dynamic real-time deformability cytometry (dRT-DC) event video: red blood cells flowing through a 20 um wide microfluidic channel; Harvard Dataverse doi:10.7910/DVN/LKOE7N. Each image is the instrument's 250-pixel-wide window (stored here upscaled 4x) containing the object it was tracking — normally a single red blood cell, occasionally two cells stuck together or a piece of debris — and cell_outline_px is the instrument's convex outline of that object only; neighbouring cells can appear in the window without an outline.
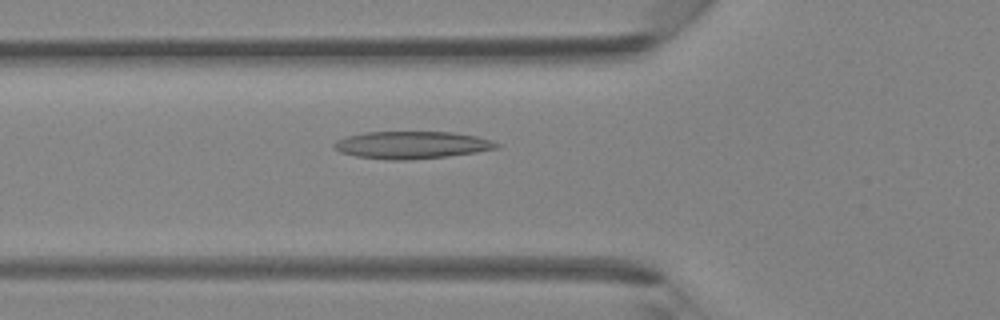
{"species": "Egyptian fruit bat (a non-hibernating species)", "species_latin": "Rousettus aegyptiacus", "temperature_condition": "room temperature", "stored_images_in_passage": 28, "camera_frame_rate_fps": 3000, "um_per_image_px": 0.085, "animal": {"sex": "female"}, "frame": {"image": 1, "passage_image": 5, "time_ms": 1.333, "image_size_px": [1000, 320], "cell_outline_px": [[500, 148], [476, 152], [448, 156], [408, 160], [392, 160], [356, 156], [340, 152], [332, 144], [336, 140], [348, 136], [364, 132], [452, 132], [476, 136], [492, 140], [500, 144]], "centroid_in_image_um": [35.03, 12.32], "position_along_channel_um": 90.8, "area_um2": 25.89}}
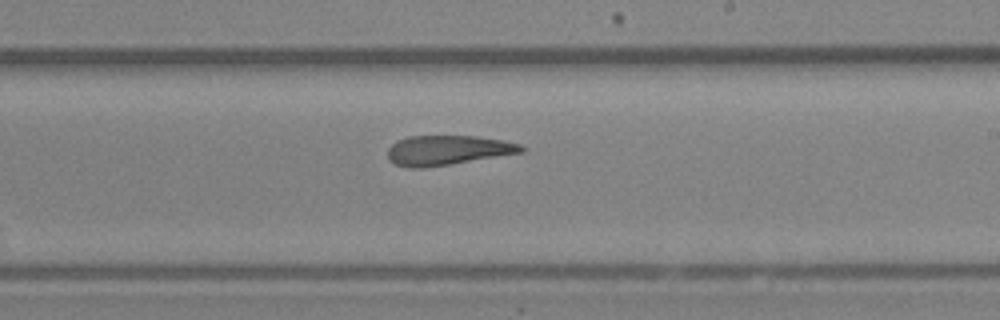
{"frame": {"image": 2, "passage_image": 15, "time_ms": 4.667, "image_size_px": [1000, 320], "cell_outline_px": [[524, 152], [424, 168], [408, 168], [396, 164], [388, 160], [388, 148], [396, 140], [408, 136], [476, 136], [504, 140], [520, 144], [524, 148]], "centroid_in_image_um": [38.01, 12.76], "position_along_channel_um": 251.0, "area_um2": 23.12}}
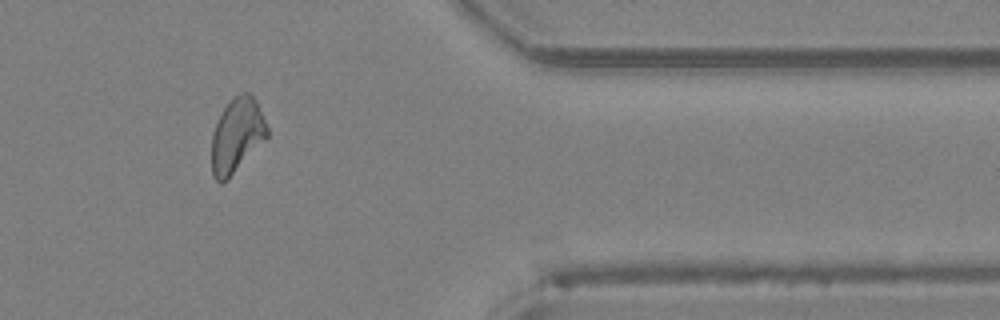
{"frame": {"image": 3, "passage_image": 25, "time_ms": 8.0, "image_size_px": [1000, 320], "cell_outline_px": [[268, 136], [228, 180], [220, 184], [212, 176], [212, 132], [224, 108], [240, 92], [252, 92], [268, 128]], "centroid_in_image_um": [20.13, 11.53], "position_along_channel_um": 391.3, "area_um2": 23.93}}